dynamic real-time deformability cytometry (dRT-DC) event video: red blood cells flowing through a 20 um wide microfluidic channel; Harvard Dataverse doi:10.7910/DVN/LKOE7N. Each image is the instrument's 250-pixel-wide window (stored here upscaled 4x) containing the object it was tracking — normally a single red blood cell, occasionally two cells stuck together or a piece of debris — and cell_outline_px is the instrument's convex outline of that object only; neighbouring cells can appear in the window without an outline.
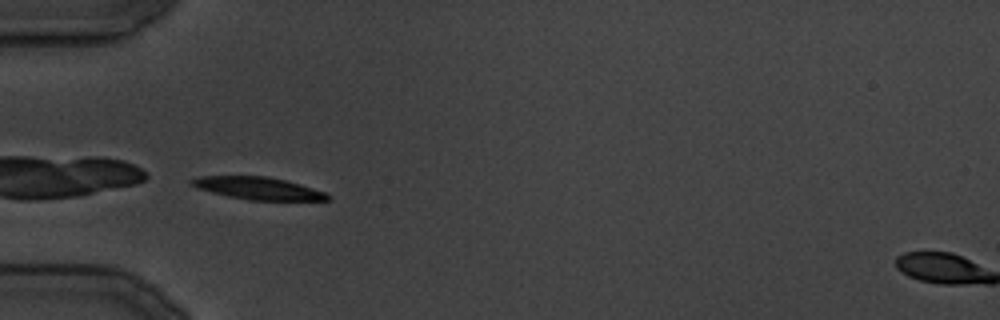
{"species": "common noctule bat (a hibernating species)", "species_latin": "Nyctalus noctula", "temperature_condition": "cold", "stored_images_in_passage": 24, "camera_frame_rate_fps": 3000, "um_per_image_px": 0.085, "animal": {"sex": "male", "body_mass_g": 19.5, "forearm_length_mm": 54.6}, "frame": {"image": 1, "passage_image": 1, "time_ms": 0.0, "image_size_px": [1000, 320], "cell_outline_px": [[332, 200], [248, 200], [228, 196], [196, 188], [188, 184], [188, 180], [200, 176], [264, 176], [284, 180], [300, 184], [324, 192], [332, 196]], "centroid_in_image_um": [21.9, 16.0], "position_along_channel_um": 63.1, "area_um2": 17.74}}
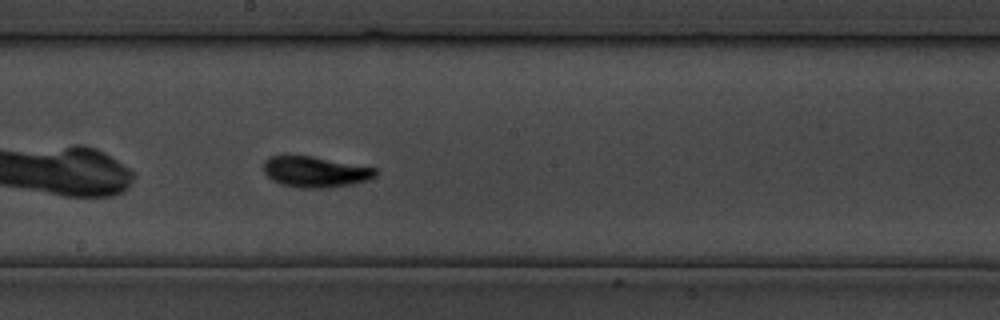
{"frame": {"image": 2, "passage_image": 9, "time_ms": 10.333, "image_size_px": [1000, 320], "cell_outline_px": [[376, 176], [352, 184], [328, 188], [300, 188], [280, 184], [272, 180], [264, 172], [264, 160], [268, 156], [312, 156], [376, 168]], "centroid_in_image_um": [26.76, 14.61], "position_along_channel_um": 221.4, "area_um2": 20.0}}
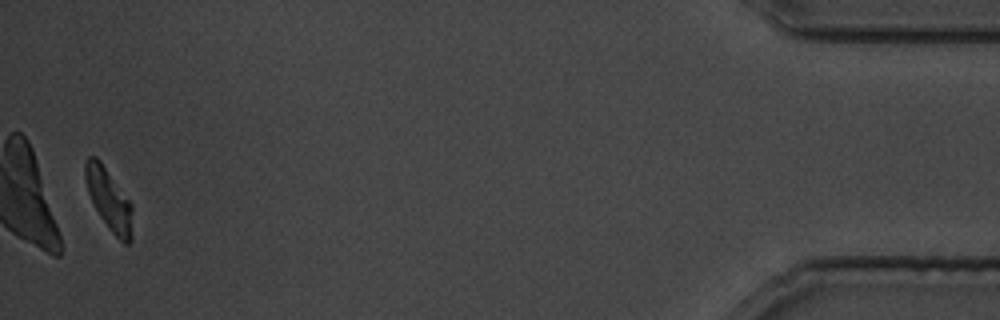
{"frame": {"image": 3, "passage_image": 24, "time_ms": 28.333, "image_size_px": [1000, 320], "cell_outline_px": [[132, 240], [128, 244], [124, 244], [108, 228], [100, 216], [88, 192], [84, 176], [84, 164], [88, 156], [96, 156], [100, 160], [132, 204]], "centroid_in_image_um": [9.26, 16.95], "position_along_channel_um": 425.9, "area_um2": 16.88}}